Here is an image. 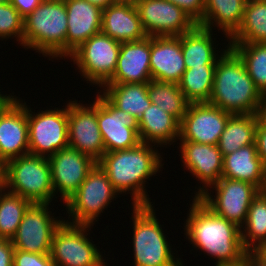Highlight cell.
<instances>
[{
  "label": "cell",
  "instance_id": "1",
  "mask_svg": "<svg viewBox=\"0 0 266 266\" xmlns=\"http://www.w3.org/2000/svg\"><path fill=\"white\" fill-rule=\"evenodd\" d=\"M192 200L184 231L193 248L217 258L215 265L242 260L248 251L242 243L241 228L213 213L198 198Z\"/></svg>",
  "mask_w": 266,
  "mask_h": 266
},
{
  "label": "cell",
  "instance_id": "2",
  "mask_svg": "<svg viewBox=\"0 0 266 266\" xmlns=\"http://www.w3.org/2000/svg\"><path fill=\"white\" fill-rule=\"evenodd\" d=\"M153 146L141 142L134 148L105 152L97 162L118 193L130 191L133 206L152 203L145 182L163 166V159Z\"/></svg>",
  "mask_w": 266,
  "mask_h": 266
},
{
  "label": "cell",
  "instance_id": "3",
  "mask_svg": "<svg viewBox=\"0 0 266 266\" xmlns=\"http://www.w3.org/2000/svg\"><path fill=\"white\" fill-rule=\"evenodd\" d=\"M226 47L217 59L208 103L232 114H255L262 94L241 58L231 47Z\"/></svg>",
  "mask_w": 266,
  "mask_h": 266
},
{
  "label": "cell",
  "instance_id": "4",
  "mask_svg": "<svg viewBox=\"0 0 266 266\" xmlns=\"http://www.w3.org/2000/svg\"><path fill=\"white\" fill-rule=\"evenodd\" d=\"M67 21L64 0H44L24 18L22 46L37 50L49 60L51 56L65 59Z\"/></svg>",
  "mask_w": 266,
  "mask_h": 266
},
{
  "label": "cell",
  "instance_id": "5",
  "mask_svg": "<svg viewBox=\"0 0 266 266\" xmlns=\"http://www.w3.org/2000/svg\"><path fill=\"white\" fill-rule=\"evenodd\" d=\"M132 207L134 266H184L174 257L153 204Z\"/></svg>",
  "mask_w": 266,
  "mask_h": 266
},
{
  "label": "cell",
  "instance_id": "6",
  "mask_svg": "<svg viewBox=\"0 0 266 266\" xmlns=\"http://www.w3.org/2000/svg\"><path fill=\"white\" fill-rule=\"evenodd\" d=\"M2 187L32 203H50L55 194L48 158L28 153L7 161Z\"/></svg>",
  "mask_w": 266,
  "mask_h": 266
},
{
  "label": "cell",
  "instance_id": "7",
  "mask_svg": "<svg viewBox=\"0 0 266 266\" xmlns=\"http://www.w3.org/2000/svg\"><path fill=\"white\" fill-rule=\"evenodd\" d=\"M117 195L119 193L109 177L96 164L78 190L65 202L67 213L72 218L68 223L93 226L99 215Z\"/></svg>",
  "mask_w": 266,
  "mask_h": 266
},
{
  "label": "cell",
  "instance_id": "8",
  "mask_svg": "<svg viewBox=\"0 0 266 266\" xmlns=\"http://www.w3.org/2000/svg\"><path fill=\"white\" fill-rule=\"evenodd\" d=\"M88 229L91 230L90 225L71 224L68 220L60 224L54 232L50 252L57 266H106L99 249L87 237Z\"/></svg>",
  "mask_w": 266,
  "mask_h": 266
},
{
  "label": "cell",
  "instance_id": "9",
  "mask_svg": "<svg viewBox=\"0 0 266 266\" xmlns=\"http://www.w3.org/2000/svg\"><path fill=\"white\" fill-rule=\"evenodd\" d=\"M121 43L102 32L91 36L69 56L81 76L103 87L114 75Z\"/></svg>",
  "mask_w": 266,
  "mask_h": 266
},
{
  "label": "cell",
  "instance_id": "10",
  "mask_svg": "<svg viewBox=\"0 0 266 266\" xmlns=\"http://www.w3.org/2000/svg\"><path fill=\"white\" fill-rule=\"evenodd\" d=\"M29 153L50 157L69 147L68 103L62 109L33 113L27 107Z\"/></svg>",
  "mask_w": 266,
  "mask_h": 266
},
{
  "label": "cell",
  "instance_id": "11",
  "mask_svg": "<svg viewBox=\"0 0 266 266\" xmlns=\"http://www.w3.org/2000/svg\"><path fill=\"white\" fill-rule=\"evenodd\" d=\"M210 188H215V198L206 190L198 199L216 215L243 227L251 202L260 189L249 182L224 177Z\"/></svg>",
  "mask_w": 266,
  "mask_h": 266
},
{
  "label": "cell",
  "instance_id": "12",
  "mask_svg": "<svg viewBox=\"0 0 266 266\" xmlns=\"http://www.w3.org/2000/svg\"><path fill=\"white\" fill-rule=\"evenodd\" d=\"M49 203H32L11 239L14 249L50 254L55 230L64 221L50 216Z\"/></svg>",
  "mask_w": 266,
  "mask_h": 266
},
{
  "label": "cell",
  "instance_id": "13",
  "mask_svg": "<svg viewBox=\"0 0 266 266\" xmlns=\"http://www.w3.org/2000/svg\"><path fill=\"white\" fill-rule=\"evenodd\" d=\"M97 94V122L105 152L130 149L141 143L138 120L118 109L101 91ZM101 94V95H100Z\"/></svg>",
  "mask_w": 266,
  "mask_h": 266
},
{
  "label": "cell",
  "instance_id": "14",
  "mask_svg": "<svg viewBox=\"0 0 266 266\" xmlns=\"http://www.w3.org/2000/svg\"><path fill=\"white\" fill-rule=\"evenodd\" d=\"M69 147L98 162L105 153L103 138L97 122V95L85 106L77 101L68 103Z\"/></svg>",
  "mask_w": 266,
  "mask_h": 266
},
{
  "label": "cell",
  "instance_id": "15",
  "mask_svg": "<svg viewBox=\"0 0 266 266\" xmlns=\"http://www.w3.org/2000/svg\"><path fill=\"white\" fill-rule=\"evenodd\" d=\"M136 7L150 37L180 36L198 25L183 9L167 0H144Z\"/></svg>",
  "mask_w": 266,
  "mask_h": 266
},
{
  "label": "cell",
  "instance_id": "16",
  "mask_svg": "<svg viewBox=\"0 0 266 266\" xmlns=\"http://www.w3.org/2000/svg\"><path fill=\"white\" fill-rule=\"evenodd\" d=\"M232 113L208 102L190 103L180 122V141L217 145Z\"/></svg>",
  "mask_w": 266,
  "mask_h": 266
},
{
  "label": "cell",
  "instance_id": "17",
  "mask_svg": "<svg viewBox=\"0 0 266 266\" xmlns=\"http://www.w3.org/2000/svg\"><path fill=\"white\" fill-rule=\"evenodd\" d=\"M48 160L54 194L60 192L64 203L78 190L87 174L97 164L88 155L71 147L57 151Z\"/></svg>",
  "mask_w": 266,
  "mask_h": 266
},
{
  "label": "cell",
  "instance_id": "18",
  "mask_svg": "<svg viewBox=\"0 0 266 266\" xmlns=\"http://www.w3.org/2000/svg\"><path fill=\"white\" fill-rule=\"evenodd\" d=\"M181 159L185 169L201 181L202 187L194 193L198 198L222 177L223 155L217 145L180 141ZM208 187V188H207Z\"/></svg>",
  "mask_w": 266,
  "mask_h": 266
},
{
  "label": "cell",
  "instance_id": "19",
  "mask_svg": "<svg viewBox=\"0 0 266 266\" xmlns=\"http://www.w3.org/2000/svg\"><path fill=\"white\" fill-rule=\"evenodd\" d=\"M28 153L27 105L15 97L0 113V158L6 163Z\"/></svg>",
  "mask_w": 266,
  "mask_h": 266
},
{
  "label": "cell",
  "instance_id": "20",
  "mask_svg": "<svg viewBox=\"0 0 266 266\" xmlns=\"http://www.w3.org/2000/svg\"><path fill=\"white\" fill-rule=\"evenodd\" d=\"M151 37L121 43L116 69L106 84L148 83L150 70Z\"/></svg>",
  "mask_w": 266,
  "mask_h": 266
},
{
  "label": "cell",
  "instance_id": "21",
  "mask_svg": "<svg viewBox=\"0 0 266 266\" xmlns=\"http://www.w3.org/2000/svg\"><path fill=\"white\" fill-rule=\"evenodd\" d=\"M150 70L153 80L180 82L186 66L179 36L151 37Z\"/></svg>",
  "mask_w": 266,
  "mask_h": 266
},
{
  "label": "cell",
  "instance_id": "22",
  "mask_svg": "<svg viewBox=\"0 0 266 266\" xmlns=\"http://www.w3.org/2000/svg\"><path fill=\"white\" fill-rule=\"evenodd\" d=\"M68 18L66 57L101 32L102 9L86 0H64Z\"/></svg>",
  "mask_w": 266,
  "mask_h": 266
},
{
  "label": "cell",
  "instance_id": "23",
  "mask_svg": "<svg viewBox=\"0 0 266 266\" xmlns=\"http://www.w3.org/2000/svg\"><path fill=\"white\" fill-rule=\"evenodd\" d=\"M101 32L120 43L139 41L148 36L137 7L130 4L115 3L102 10Z\"/></svg>",
  "mask_w": 266,
  "mask_h": 266
},
{
  "label": "cell",
  "instance_id": "24",
  "mask_svg": "<svg viewBox=\"0 0 266 266\" xmlns=\"http://www.w3.org/2000/svg\"><path fill=\"white\" fill-rule=\"evenodd\" d=\"M222 177L249 182L263 190L266 168L258 156L256 145L241 147L223 158Z\"/></svg>",
  "mask_w": 266,
  "mask_h": 266
},
{
  "label": "cell",
  "instance_id": "25",
  "mask_svg": "<svg viewBox=\"0 0 266 266\" xmlns=\"http://www.w3.org/2000/svg\"><path fill=\"white\" fill-rule=\"evenodd\" d=\"M179 134L180 122L155 104L151 103L138 120V135L143 143L165 147L176 142Z\"/></svg>",
  "mask_w": 266,
  "mask_h": 266
},
{
  "label": "cell",
  "instance_id": "26",
  "mask_svg": "<svg viewBox=\"0 0 266 266\" xmlns=\"http://www.w3.org/2000/svg\"><path fill=\"white\" fill-rule=\"evenodd\" d=\"M245 4L243 0H205L203 18L197 24L209 30L215 25L229 39L240 27Z\"/></svg>",
  "mask_w": 266,
  "mask_h": 266
},
{
  "label": "cell",
  "instance_id": "27",
  "mask_svg": "<svg viewBox=\"0 0 266 266\" xmlns=\"http://www.w3.org/2000/svg\"><path fill=\"white\" fill-rule=\"evenodd\" d=\"M212 35V30L197 25L190 32L179 36L186 69L216 65L219 55L215 53Z\"/></svg>",
  "mask_w": 266,
  "mask_h": 266
},
{
  "label": "cell",
  "instance_id": "28",
  "mask_svg": "<svg viewBox=\"0 0 266 266\" xmlns=\"http://www.w3.org/2000/svg\"><path fill=\"white\" fill-rule=\"evenodd\" d=\"M102 88V93L118 109L137 120L152 103L148 95V83L105 84Z\"/></svg>",
  "mask_w": 266,
  "mask_h": 266
},
{
  "label": "cell",
  "instance_id": "29",
  "mask_svg": "<svg viewBox=\"0 0 266 266\" xmlns=\"http://www.w3.org/2000/svg\"><path fill=\"white\" fill-rule=\"evenodd\" d=\"M257 124L255 114H232L217 144L223 157L241 147L255 144Z\"/></svg>",
  "mask_w": 266,
  "mask_h": 266
},
{
  "label": "cell",
  "instance_id": "30",
  "mask_svg": "<svg viewBox=\"0 0 266 266\" xmlns=\"http://www.w3.org/2000/svg\"><path fill=\"white\" fill-rule=\"evenodd\" d=\"M229 41L228 43H266L265 0H250L245 4L240 27Z\"/></svg>",
  "mask_w": 266,
  "mask_h": 266
},
{
  "label": "cell",
  "instance_id": "31",
  "mask_svg": "<svg viewBox=\"0 0 266 266\" xmlns=\"http://www.w3.org/2000/svg\"><path fill=\"white\" fill-rule=\"evenodd\" d=\"M148 95L152 104L174 116L181 122L190 102L186 99L179 85L172 82L151 80L148 82Z\"/></svg>",
  "mask_w": 266,
  "mask_h": 266
},
{
  "label": "cell",
  "instance_id": "32",
  "mask_svg": "<svg viewBox=\"0 0 266 266\" xmlns=\"http://www.w3.org/2000/svg\"><path fill=\"white\" fill-rule=\"evenodd\" d=\"M216 65H203L186 69L178 83L190 103L209 102Z\"/></svg>",
  "mask_w": 266,
  "mask_h": 266
},
{
  "label": "cell",
  "instance_id": "33",
  "mask_svg": "<svg viewBox=\"0 0 266 266\" xmlns=\"http://www.w3.org/2000/svg\"><path fill=\"white\" fill-rule=\"evenodd\" d=\"M243 226V246L247 251H253L266 240V194L262 190L253 198Z\"/></svg>",
  "mask_w": 266,
  "mask_h": 266
},
{
  "label": "cell",
  "instance_id": "34",
  "mask_svg": "<svg viewBox=\"0 0 266 266\" xmlns=\"http://www.w3.org/2000/svg\"><path fill=\"white\" fill-rule=\"evenodd\" d=\"M243 61L256 88L266 92V43H228Z\"/></svg>",
  "mask_w": 266,
  "mask_h": 266
},
{
  "label": "cell",
  "instance_id": "35",
  "mask_svg": "<svg viewBox=\"0 0 266 266\" xmlns=\"http://www.w3.org/2000/svg\"><path fill=\"white\" fill-rule=\"evenodd\" d=\"M32 202L0 188V239L11 240Z\"/></svg>",
  "mask_w": 266,
  "mask_h": 266
},
{
  "label": "cell",
  "instance_id": "36",
  "mask_svg": "<svg viewBox=\"0 0 266 266\" xmlns=\"http://www.w3.org/2000/svg\"><path fill=\"white\" fill-rule=\"evenodd\" d=\"M24 18L10 3L0 4V38H16L22 45Z\"/></svg>",
  "mask_w": 266,
  "mask_h": 266
},
{
  "label": "cell",
  "instance_id": "37",
  "mask_svg": "<svg viewBox=\"0 0 266 266\" xmlns=\"http://www.w3.org/2000/svg\"><path fill=\"white\" fill-rule=\"evenodd\" d=\"M13 266H57L50 254H37L14 249Z\"/></svg>",
  "mask_w": 266,
  "mask_h": 266
},
{
  "label": "cell",
  "instance_id": "38",
  "mask_svg": "<svg viewBox=\"0 0 266 266\" xmlns=\"http://www.w3.org/2000/svg\"><path fill=\"white\" fill-rule=\"evenodd\" d=\"M183 9L189 16L198 23L204 15L205 0H167Z\"/></svg>",
  "mask_w": 266,
  "mask_h": 266
},
{
  "label": "cell",
  "instance_id": "39",
  "mask_svg": "<svg viewBox=\"0 0 266 266\" xmlns=\"http://www.w3.org/2000/svg\"><path fill=\"white\" fill-rule=\"evenodd\" d=\"M14 246L11 240L0 239V266H13Z\"/></svg>",
  "mask_w": 266,
  "mask_h": 266
},
{
  "label": "cell",
  "instance_id": "40",
  "mask_svg": "<svg viewBox=\"0 0 266 266\" xmlns=\"http://www.w3.org/2000/svg\"><path fill=\"white\" fill-rule=\"evenodd\" d=\"M44 0H10L20 15L25 18L32 13Z\"/></svg>",
  "mask_w": 266,
  "mask_h": 266
},
{
  "label": "cell",
  "instance_id": "41",
  "mask_svg": "<svg viewBox=\"0 0 266 266\" xmlns=\"http://www.w3.org/2000/svg\"><path fill=\"white\" fill-rule=\"evenodd\" d=\"M255 145L258 156L266 168V128L257 124L255 132Z\"/></svg>",
  "mask_w": 266,
  "mask_h": 266
},
{
  "label": "cell",
  "instance_id": "42",
  "mask_svg": "<svg viewBox=\"0 0 266 266\" xmlns=\"http://www.w3.org/2000/svg\"><path fill=\"white\" fill-rule=\"evenodd\" d=\"M255 115L257 117L258 124L266 128V92L261 95Z\"/></svg>",
  "mask_w": 266,
  "mask_h": 266
},
{
  "label": "cell",
  "instance_id": "43",
  "mask_svg": "<svg viewBox=\"0 0 266 266\" xmlns=\"http://www.w3.org/2000/svg\"><path fill=\"white\" fill-rule=\"evenodd\" d=\"M248 266H266V262L259 258L253 251H248Z\"/></svg>",
  "mask_w": 266,
  "mask_h": 266
},
{
  "label": "cell",
  "instance_id": "44",
  "mask_svg": "<svg viewBox=\"0 0 266 266\" xmlns=\"http://www.w3.org/2000/svg\"><path fill=\"white\" fill-rule=\"evenodd\" d=\"M91 4L99 7L100 9L104 10L108 6L115 4V0H86Z\"/></svg>",
  "mask_w": 266,
  "mask_h": 266
},
{
  "label": "cell",
  "instance_id": "45",
  "mask_svg": "<svg viewBox=\"0 0 266 266\" xmlns=\"http://www.w3.org/2000/svg\"><path fill=\"white\" fill-rule=\"evenodd\" d=\"M253 252L266 262V240H264L259 246H257Z\"/></svg>",
  "mask_w": 266,
  "mask_h": 266
},
{
  "label": "cell",
  "instance_id": "46",
  "mask_svg": "<svg viewBox=\"0 0 266 266\" xmlns=\"http://www.w3.org/2000/svg\"><path fill=\"white\" fill-rule=\"evenodd\" d=\"M14 99V96L10 95H3L0 92V113L2 110Z\"/></svg>",
  "mask_w": 266,
  "mask_h": 266
},
{
  "label": "cell",
  "instance_id": "47",
  "mask_svg": "<svg viewBox=\"0 0 266 266\" xmlns=\"http://www.w3.org/2000/svg\"><path fill=\"white\" fill-rule=\"evenodd\" d=\"M5 177V162L0 158V186L2 187Z\"/></svg>",
  "mask_w": 266,
  "mask_h": 266
},
{
  "label": "cell",
  "instance_id": "48",
  "mask_svg": "<svg viewBox=\"0 0 266 266\" xmlns=\"http://www.w3.org/2000/svg\"><path fill=\"white\" fill-rule=\"evenodd\" d=\"M141 1H144V0H115V3H117V4H130L133 6H137Z\"/></svg>",
  "mask_w": 266,
  "mask_h": 266
},
{
  "label": "cell",
  "instance_id": "49",
  "mask_svg": "<svg viewBox=\"0 0 266 266\" xmlns=\"http://www.w3.org/2000/svg\"><path fill=\"white\" fill-rule=\"evenodd\" d=\"M3 3H10V0H0V4H3Z\"/></svg>",
  "mask_w": 266,
  "mask_h": 266
},
{
  "label": "cell",
  "instance_id": "50",
  "mask_svg": "<svg viewBox=\"0 0 266 266\" xmlns=\"http://www.w3.org/2000/svg\"><path fill=\"white\" fill-rule=\"evenodd\" d=\"M262 191L266 194V186L264 187V189Z\"/></svg>",
  "mask_w": 266,
  "mask_h": 266
}]
</instances>
